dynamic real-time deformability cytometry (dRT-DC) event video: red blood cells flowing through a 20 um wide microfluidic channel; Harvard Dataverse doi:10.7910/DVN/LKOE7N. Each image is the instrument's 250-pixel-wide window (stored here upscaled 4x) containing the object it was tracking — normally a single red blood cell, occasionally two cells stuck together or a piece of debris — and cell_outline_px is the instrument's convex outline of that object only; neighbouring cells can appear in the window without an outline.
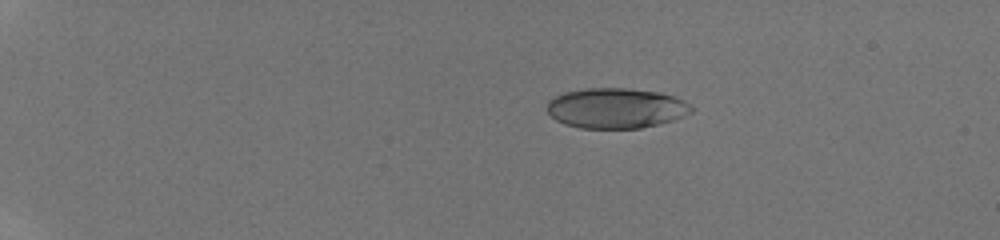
{"species": "human", "species_latin": "Homo sapiens", "temperature_condition": "room temperature", "stored_images_in_passage": 11, "camera_frame_rate_fps": 3000, "um_per_image_px": 0.085, "donor": {"sex": "male"}, "frame": {"image": 1, "passage_image": 4, "time_ms": 1.0, "image_size_px": [1000, 240], "cell_outline_px": [[692, 112], [672, 120], [660, 124], [640, 128], [580, 128], [564, 124], [556, 120], [548, 112], [548, 100], [564, 92], [584, 88], [628, 88], [656, 92], [676, 96], [684, 100], [692, 108]], "centroid_in_image_um": [52.35, 9.19], "position_along_channel_um": 32.6, "area_um2": 33.81}}
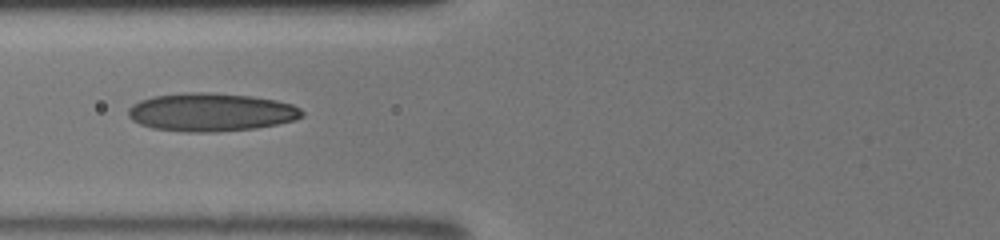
{"frame": {"image": 2, "passage_image": 8, "time_ms": 2.333, "image_size_px": [1000, 240], "cell_outline_px": [[304, 116], [296, 120], [256, 128], [216, 132], [188, 132], [152, 128], [140, 124], [132, 120], [128, 116], [128, 108], [132, 104], [140, 100], [152, 96], [184, 92], [208, 92], [252, 96], [276, 100], [292, 104], [300, 108], [304, 112]], "centroid_in_image_um": [17.93, 9.53], "position_along_channel_um": 107.9, "area_um2": 39.02}}
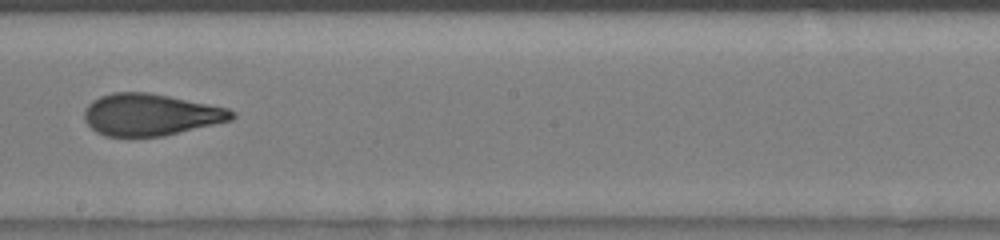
{"frame": {"image": 3, "passage_image": 11, "time_ms": 3.333, "image_size_px": [1000, 240], "cell_outline_px": [[236, 116], [232, 120], [164, 136], [128, 140], [104, 136], [96, 132], [84, 120], [84, 112], [88, 104], [92, 100], [100, 96], [112, 92], [148, 92], [228, 108], [236, 112]], "centroid_in_image_um": [12.75, 9.79], "position_along_channel_um": 235.4, "area_um2": 36.82}}